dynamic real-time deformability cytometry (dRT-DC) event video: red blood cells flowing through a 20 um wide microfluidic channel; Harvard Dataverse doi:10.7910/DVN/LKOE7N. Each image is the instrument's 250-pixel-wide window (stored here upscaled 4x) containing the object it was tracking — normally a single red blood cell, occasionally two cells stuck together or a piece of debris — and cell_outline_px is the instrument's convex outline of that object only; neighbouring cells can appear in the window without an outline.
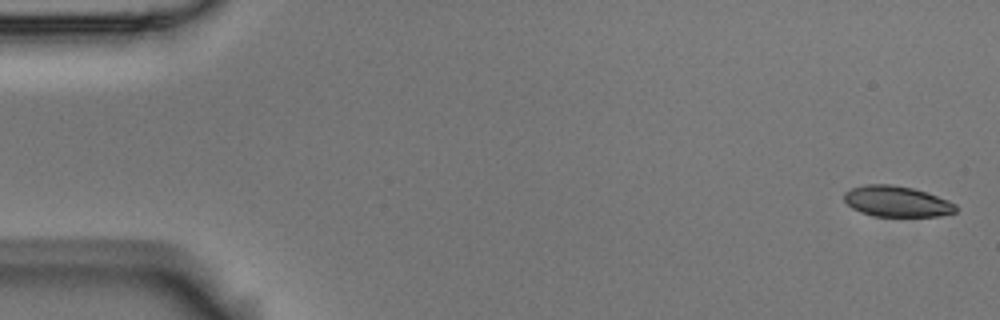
{"species": "Egyptian fruit bat (a non-hibernating species)", "species_latin": "Rousettus aegyptiacus", "temperature_condition": "room temperature", "stored_images_in_passage": 5, "camera_frame_rate_fps": 3000, "um_per_image_px": 0.085, "animal": {"sex": "male"}, "frame": {"image": 1, "passage_image": 1, "time_ms": 0.0, "image_size_px": [1000, 320], "cell_outline_px": [[956, 212], [940, 216], [872, 216], [860, 212], [852, 208], [844, 200], [844, 192], [852, 188], [864, 184], [892, 184], [912, 188], [948, 200], [956, 204]], "centroid_in_image_um": [76.2, 17.12], "position_along_channel_um": 8.8, "area_um2": 20.0}}
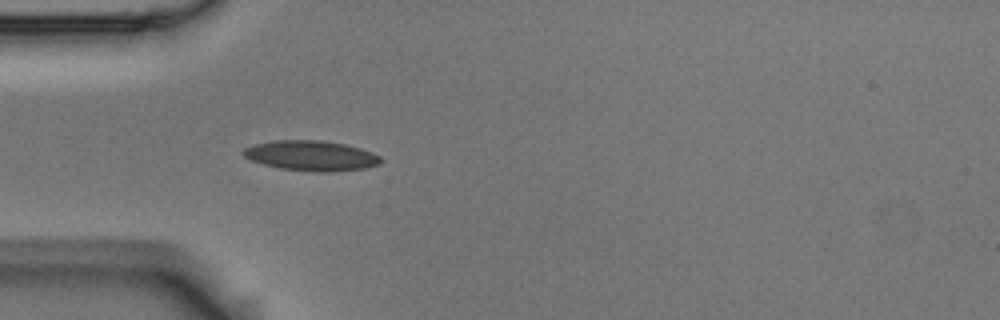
{"frame": {"image": 2, "passage_image": 5, "time_ms": 1.333, "image_size_px": [1000, 320], "cell_outline_px": [[384, 160], [380, 164], [364, 168], [336, 172], [312, 172], [280, 168], [264, 164], [252, 160], [244, 156], [240, 152], [244, 148], [256, 144], [276, 140], [320, 140], [344, 144], [360, 148], [372, 152], [380, 156]], "centroid_in_image_um": [26.48, 13.24], "position_along_channel_um": 58.5, "area_um2": 24.22}}